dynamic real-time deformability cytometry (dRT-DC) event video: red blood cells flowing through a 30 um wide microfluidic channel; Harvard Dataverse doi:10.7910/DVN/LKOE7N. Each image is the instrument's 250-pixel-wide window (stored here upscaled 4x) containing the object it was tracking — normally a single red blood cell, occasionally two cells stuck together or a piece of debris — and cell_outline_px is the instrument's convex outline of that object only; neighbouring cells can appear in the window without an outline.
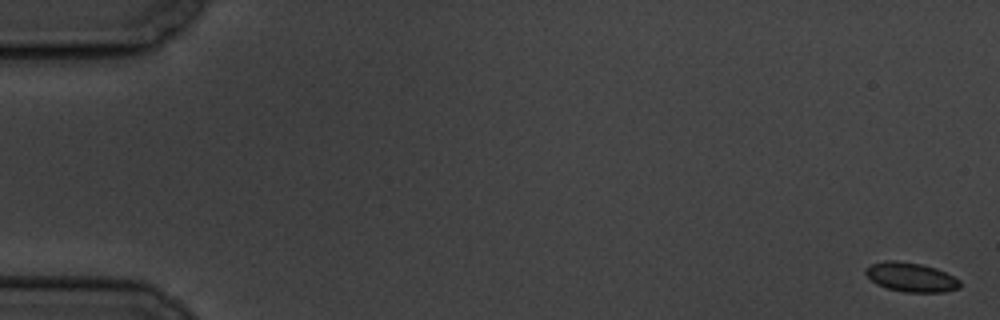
{"species": "common noctule bat (a hibernating species)", "species_latin": "Nyctalus noctula", "temperature_condition": "cold", "stored_images_in_passage": 5, "camera_frame_rate_fps": 3000, "um_per_image_px": 0.085, "animal": {"sex": "male", "body_mass_g": 19.5, "forearm_length_mm": 54.6}, "frame": {"image": 1, "passage_image": 1, "time_ms": 0.0, "image_size_px": [1000, 320], "cell_outline_px": [[960, 288], [944, 292], [904, 292], [888, 288], [876, 284], [864, 272], [864, 268], [872, 264], [884, 260], [896, 260], [920, 264], [936, 268], [960, 280]], "centroid_in_image_um": [77.42, 23.56], "position_along_channel_um": 7.6, "area_um2": 16.01}}
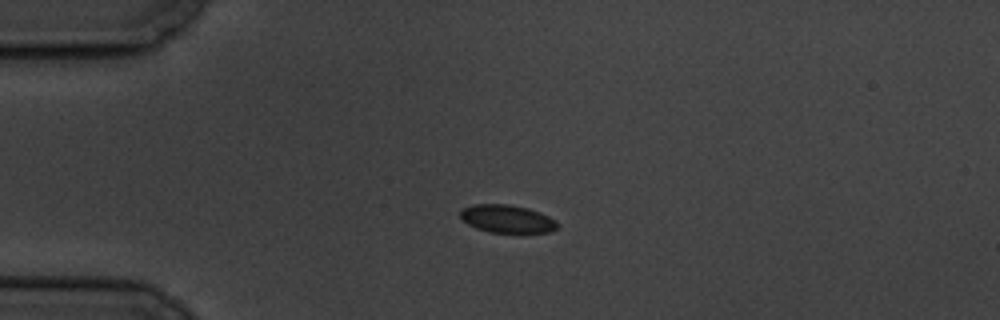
{"frame": {"image": 2, "passage_image": 5, "time_ms": 4.667, "image_size_px": [1000, 320], "cell_outline_px": [[560, 224], [552, 232], [488, 232], [476, 228], [468, 224], [460, 216], [460, 208], [472, 204], [508, 204], [528, 208], [540, 212], [556, 220]], "centroid_in_image_um": [43.1, 18.59], "position_along_channel_um": 41.9, "area_um2": 15.9}}